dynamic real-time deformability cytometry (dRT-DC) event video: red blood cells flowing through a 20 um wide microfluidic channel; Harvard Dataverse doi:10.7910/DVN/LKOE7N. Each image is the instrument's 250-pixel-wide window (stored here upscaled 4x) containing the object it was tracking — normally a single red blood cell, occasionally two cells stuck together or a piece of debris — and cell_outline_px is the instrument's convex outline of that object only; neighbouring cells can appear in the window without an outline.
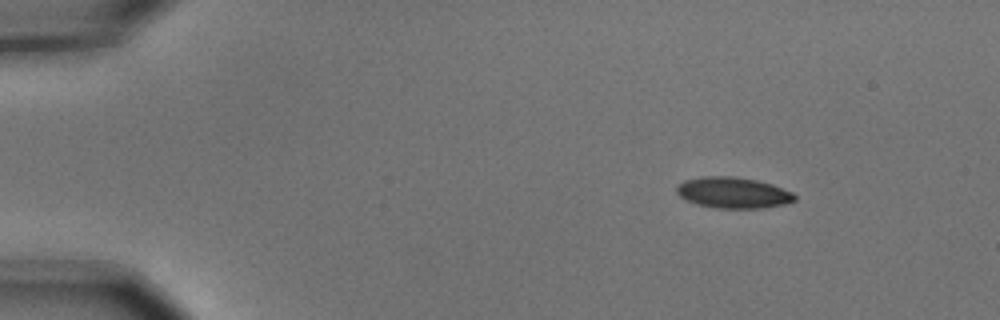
{"species": "common noctule bat (a hibernating species)", "species_latin": "Nyctalus noctula", "temperature_condition": "cold", "stored_images_in_passage": 9, "camera_frame_rate_fps": 3000, "um_per_image_px": 0.085, "animal": {"sex": "male", "body_mass_g": 15.6}, "frame": {"image": 1, "passage_image": 1, "time_ms": 0.0, "image_size_px": [1000, 320], "cell_outline_px": [[796, 200], [784, 204], [760, 208], [716, 208], [696, 204], [680, 196], [676, 192], [676, 188], [684, 180], [700, 176], [732, 176], [756, 180], [772, 184], [792, 192], [796, 196]], "centroid_in_image_um": [62.31, 16.37], "position_along_channel_um": 22.7, "area_um2": 21.27}}
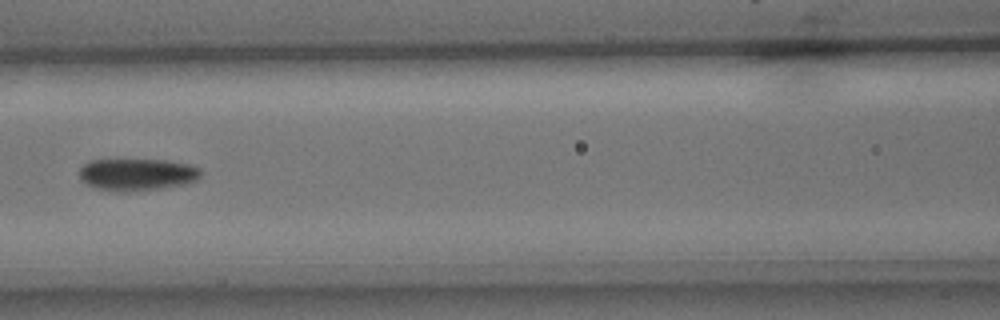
{"frame": {"image": 2, "passage_image": 6, "time_ms": 1.667, "image_size_px": [1000, 320], "cell_outline_px": [[200, 176], [196, 180], [188, 184], [164, 188], [128, 192], [116, 192], [92, 188], [84, 184], [80, 180], [80, 168], [88, 160], [168, 160], [188, 164], [200, 168]], "centroid_in_image_um": [11.62, 14.85], "position_along_channel_um": 155.0, "area_um2": 23.18}}
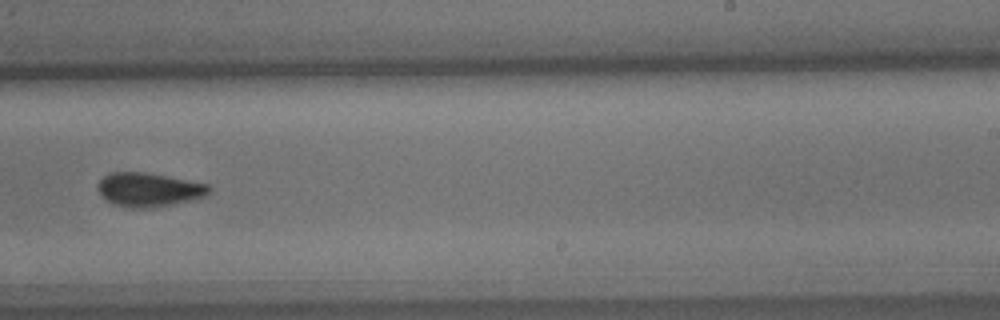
{"frame": {"image": 3, "passage_image": 9, "time_ms": 2.667, "image_size_px": [1000, 320], "cell_outline_px": [[212, 188], [204, 196], [192, 200], [172, 204], [144, 208], [132, 208], [112, 204], [104, 200], [100, 196], [96, 188], [96, 184], [108, 172], [144, 172], [168, 176], [208, 184]], "centroid_in_image_um": [12.58, 16.11], "position_along_channel_um": 276.4, "area_um2": 22.14}}